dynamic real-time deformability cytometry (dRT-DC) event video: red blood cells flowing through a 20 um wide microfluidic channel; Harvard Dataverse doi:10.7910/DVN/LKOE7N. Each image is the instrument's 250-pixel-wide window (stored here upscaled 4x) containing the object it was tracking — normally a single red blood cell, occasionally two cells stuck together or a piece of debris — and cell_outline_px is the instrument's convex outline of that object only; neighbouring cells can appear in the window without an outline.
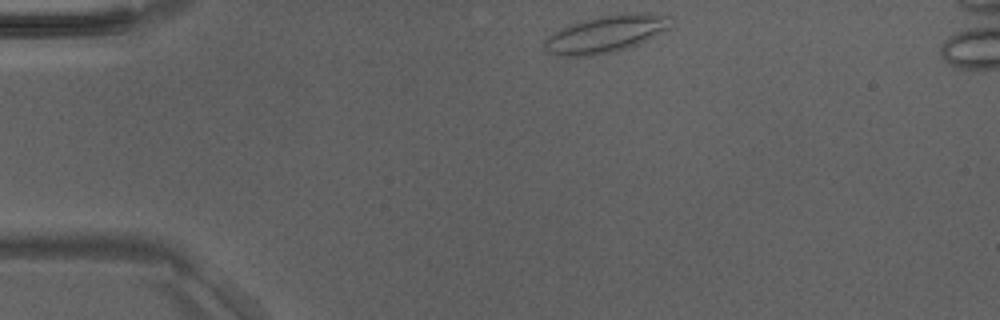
{"species": "Egyptian fruit bat (a non-hibernating species)", "species_latin": "Rousettus aegyptiacus", "temperature_condition": "room temperature", "stored_images_in_passage": 40, "segment_of_instrument_passage": [1, 2], "camera_frame_rate_fps": 3000, "um_per_image_px": 0.085, "animal": {"sex": "male"}, "frame": {"image": 1, "passage_image": 1, "time_ms": 0.0, "image_size_px": [1000, 320], "cell_outline_px": [[672, 16], [668, 28], [656, 36], [648, 40], [628, 48], [592, 56], [556, 56], [548, 52], [544, 48], [544, 40], [548, 36], [560, 28], [580, 20], [600, 16], [628, 12], [648, 12]], "centroid_in_image_um": [51.5, 2.87], "position_along_channel_um": 33.5, "area_um2": 27.69}}
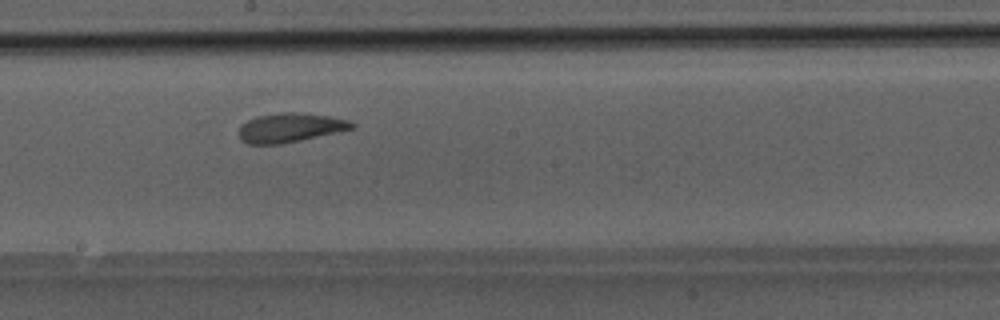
{"frame": {"image": 2, "passage_image": 18, "time_ms": 5.667, "image_size_px": [1000, 320], "cell_outline_px": [[356, 128], [300, 140], [280, 144], [248, 144], [240, 140], [236, 132], [240, 124], [256, 116], [280, 112], [296, 112], [332, 116], [348, 120], [356, 124]], "centroid_in_image_um": [24.62, 10.84], "position_along_channel_um": 223.6, "area_um2": 19.54}}
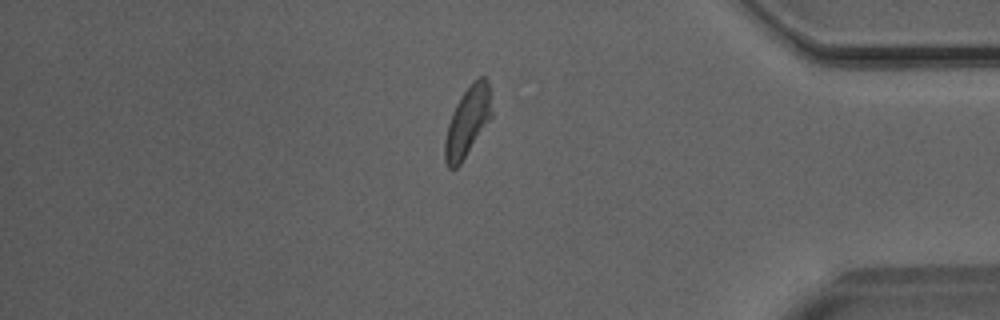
{"frame": {"image": 3, "passage_image": 32, "time_ms": 10.333, "image_size_px": [1000, 320], "cell_outline_px": [[492, 116], [460, 164], [456, 168], [448, 168], [444, 160], [444, 140], [448, 124], [452, 112], [460, 96], [480, 76], [484, 76], [488, 80], [492, 112]], "centroid_in_image_um": [39.72, 10.35], "position_along_channel_um": 395.5, "area_um2": 18.73}}